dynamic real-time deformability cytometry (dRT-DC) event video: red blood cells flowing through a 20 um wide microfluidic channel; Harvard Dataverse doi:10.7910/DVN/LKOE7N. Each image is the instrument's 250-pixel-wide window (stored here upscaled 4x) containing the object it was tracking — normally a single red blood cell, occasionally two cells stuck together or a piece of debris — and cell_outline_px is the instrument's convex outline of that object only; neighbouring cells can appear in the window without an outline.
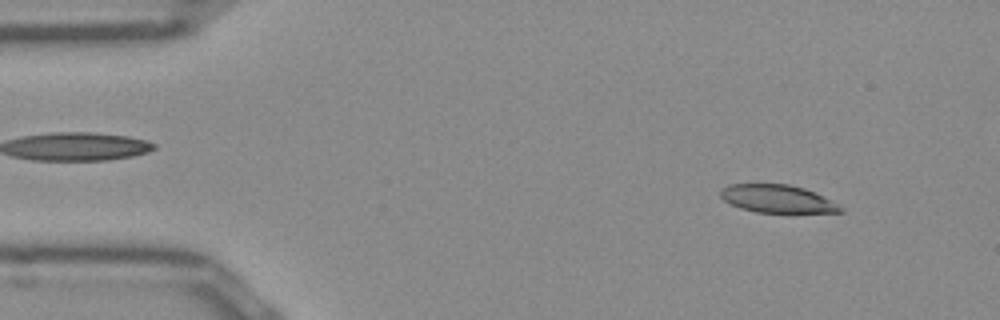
{"species": "Egyptian fruit bat (a non-hibernating species)", "species_latin": "Rousettus aegyptiacus", "temperature_condition": "room temperature", "stored_images_in_passage": 51, "camera_frame_rate_fps": 3000, "um_per_image_px": 0.085, "frame": {"image": 1, "passage_image": 5, "time_ms": 1.333, "image_size_px": [1000, 320], "cell_outline_px": [[844, 212], [756, 212], [740, 208], [724, 200], [720, 196], [720, 188], [728, 184], [788, 184], [804, 188], [816, 192], [844, 208]], "centroid_in_image_um": [66.06, 16.89], "position_along_channel_um": 18.9, "area_um2": 19.42}}
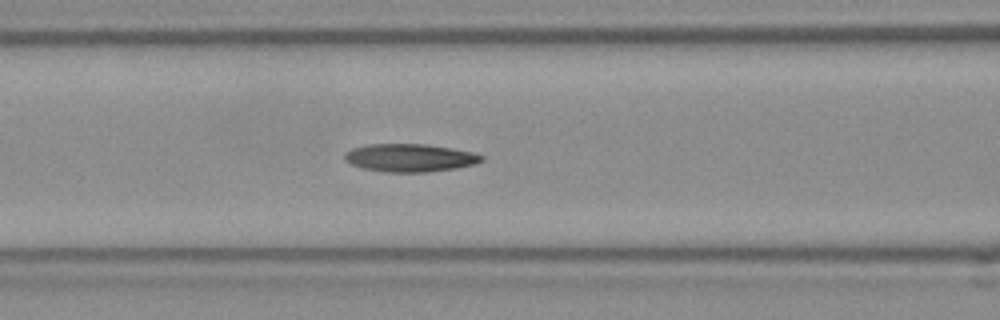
{"frame": {"image": 2, "passage_image": 20, "time_ms": 6.333, "image_size_px": [1000, 320], "cell_outline_px": [[484, 160], [476, 164], [456, 168], [424, 172], [384, 172], [364, 168], [352, 164], [344, 160], [344, 152], [352, 148], [368, 144], [428, 144], [452, 148], [472, 152], [484, 156]], "centroid_in_image_um": [34.84, 13.4], "position_along_channel_um": 131.8, "area_um2": 22.37}}
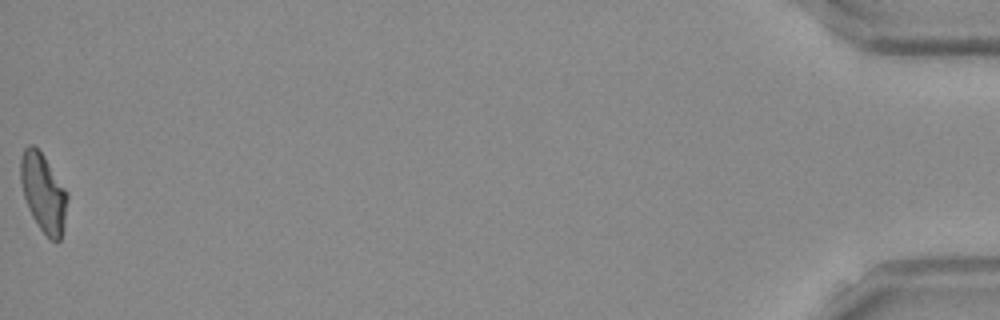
{"frame": {"image": 3, "passage_image": 51, "time_ms": 16.667, "image_size_px": [1000, 320], "cell_outline_px": [[68, 196], [64, 220], [60, 240], [52, 240], [40, 228], [32, 216], [28, 208], [24, 196], [20, 180], [20, 160], [24, 148], [28, 144], [32, 144], [44, 156], [68, 192]], "centroid_in_image_um": [3.67, 16.34], "position_along_channel_um": 431.5, "area_um2": 21.04}, "authors_computed_cell_mechanics": {"area_um2": 21.5594, "velocity_mm_per_s": 3.9194, "shape_relaxation_time_tau1_ms": 7.2663, "shape_relaxation_time_tau2_ms": 4.6338, "deformation_change_tau1": 0.2165, "deformation_change_tau2": 0.1329}}